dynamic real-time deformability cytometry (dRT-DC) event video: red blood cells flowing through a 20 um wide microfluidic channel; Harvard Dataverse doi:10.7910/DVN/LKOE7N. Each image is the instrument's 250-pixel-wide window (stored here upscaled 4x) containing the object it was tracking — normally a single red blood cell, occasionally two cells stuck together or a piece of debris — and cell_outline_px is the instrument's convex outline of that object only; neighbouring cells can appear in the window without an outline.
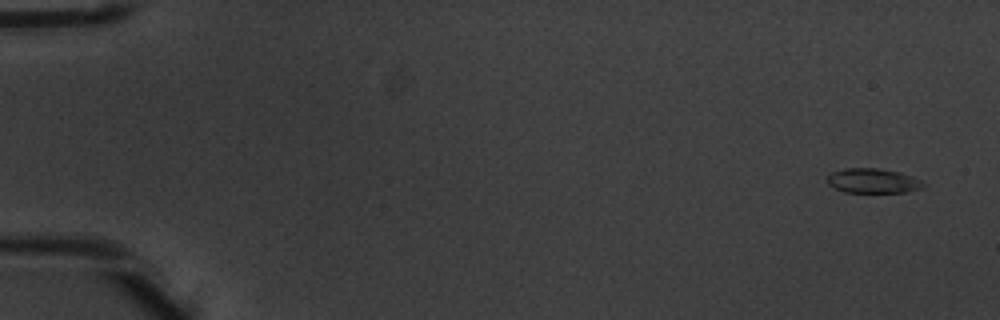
{"species": "common noctule bat (a hibernating species)", "species_latin": "Nyctalus noctula", "temperature_condition": "warm", "stored_images_in_passage": 5, "camera_frame_rate_fps": 3000, "um_per_image_px": 0.085, "animal": {"sex": "male", "body_mass_g": 20.1, "forearm_length_mm": 53.5}, "frame": {"image": 1, "passage_image": 1, "time_ms": 0.0, "image_size_px": [1000, 320], "cell_outline_px": [[928, 184], [924, 188], [904, 192], [844, 192], [828, 184], [828, 176], [832, 172], [844, 168], [876, 168], [900, 172], [912, 176]], "centroid_in_image_um": [74.24, 15.37], "position_along_channel_um": 10.8, "area_um2": 13.81}}
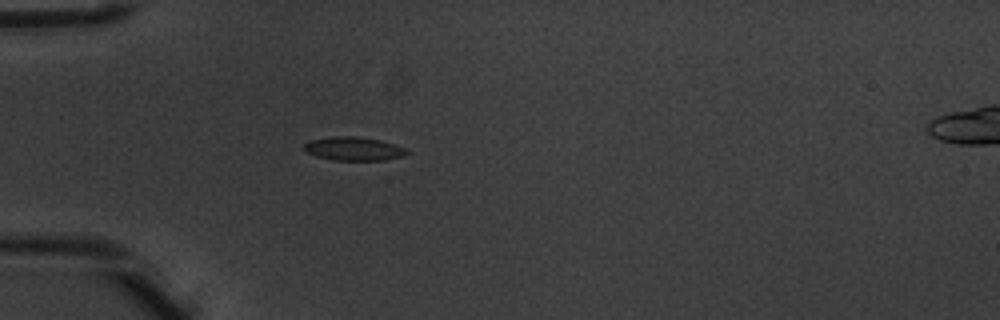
{"frame": {"image": 2, "passage_image": 5, "time_ms": 1.333, "image_size_px": [1000, 320], "cell_outline_px": [[412, 152], [400, 156], [384, 160], [332, 160], [316, 156], [308, 152], [304, 148], [304, 144], [312, 140], [332, 136], [356, 136], [380, 140], [404, 148]], "centroid_in_image_um": [30.06, 12.64], "position_along_channel_um": 54.9, "area_um2": 13.93}}